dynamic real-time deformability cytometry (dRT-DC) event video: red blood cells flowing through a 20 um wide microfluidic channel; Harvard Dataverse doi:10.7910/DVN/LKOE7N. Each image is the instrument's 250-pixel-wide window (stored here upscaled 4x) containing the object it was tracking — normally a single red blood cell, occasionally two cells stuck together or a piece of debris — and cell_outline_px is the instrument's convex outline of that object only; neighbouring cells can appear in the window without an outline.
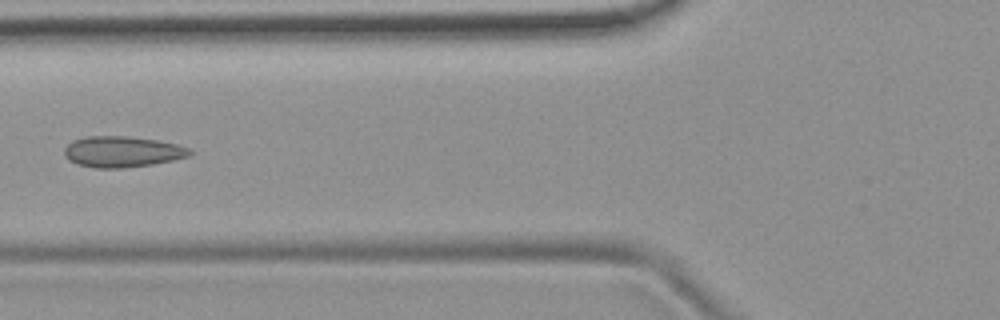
{"species": "common noctule bat (a hibernating species)", "species_latin": "Nyctalus noctula", "temperature_condition": "room temperature", "stored_images_in_passage": 6, "camera_frame_rate_fps": 3000, "um_per_image_px": 0.085, "animal": {"sex": "female", "body_mass_g": 19.9}, "frame": {"image": 1, "passage_image": 6, "time_ms": 5.667, "image_size_px": [1000, 320], "cell_outline_px": [[192, 152], [188, 156], [172, 160], [152, 164], [120, 168], [96, 168], [76, 164], [68, 160], [64, 156], [64, 148], [72, 140], [88, 136], [128, 136], [156, 140], [176, 144], [188, 148]], "centroid_in_image_um": [10.33, 12.89], "position_along_channel_um": 115.5, "area_um2": 22.54}}